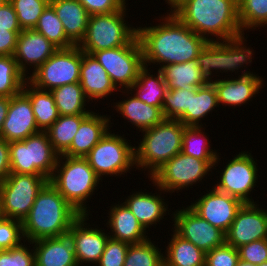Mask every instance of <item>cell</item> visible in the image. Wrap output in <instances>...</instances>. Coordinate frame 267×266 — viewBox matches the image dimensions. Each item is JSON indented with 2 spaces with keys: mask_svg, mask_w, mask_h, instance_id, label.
Segmentation results:
<instances>
[{
  "mask_svg": "<svg viewBox=\"0 0 267 266\" xmlns=\"http://www.w3.org/2000/svg\"><path fill=\"white\" fill-rule=\"evenodd\" d=\"M162 15L156 19L159 24L137 26L144 65H155L159 69L196 59L208 41L183 24L172 12Z\"/></svg>",
  "mask_w": 267,
  "mask_h": 266,
  "instance_id": "1",
  "label": "cell"
},
{
  "mask_svg": "<svg viewBox=\"0 0 267 266\" xmlns=\"http://www.w3.org/2000/svg\"><path fill=\"white\" fill-rule=\"evenodd\" d=\"M171 12L208 42L243 35L237 0H183Z\"/></svg>",
  "mask_w": 267,
  "mask_h": 266,
  "instance_id": "2",
  "label": "cell"
},
{
  "mask_svg": "<svg viewBox=\"0 0 267 266\" xmlns=\"http://www.w3.org/2000/svg\"><path fill=\"white\" fill-rule=\"evenodd\" d=\"M81 216L48 182L36 196L28 216L22 222L25 241L67 235L72 224Z\"/></svg>",
  "mask_w": 267,
  "mask_h": 266,
  "instance_id": "3",
  "label": "cell"
},
{
  "mask_svg": "<svg viewBox=\"0 0 267 266\" xmlns=\"http://www.w3.org/2000/svg\"><path fill=\"white\" fill-rule=\"evenodd\" d=\"M100 180L85 157L60 155L49 182L76 211L89 215L91 209L86 204L95 194Z\"/></svg>",
  "mask_w": 267,
  "mask_h": 266,
  "instance_id": "4",
  "label": "cell"
},
{
  "mask_svg": "<svg viewBox=\"0 0 267 266\" xmlns=\"http://www.w3.org/2000/svg\"><path fill=\"white\" fill-rule=\"evenodd\" d=\"M184 125L179 120L164 119L154 127L141 131L134 144L136 169L147 171L148 179L182 150ZM142 140V141H141Z\"/></svg>",
  "mask_w": 267,
  "mask_h": 266,
  "instance_id": "5",
  "label": "cell"
},
{
  "mask_svg": "<svg viewBox=\"0 0 267 266\" xmlns=\"http://www.w3.org/2000/svg\"><path fill=\"white\" fill-rule=\"evenodd\" d=\"M247 38L248 36L245 37L243 34L226 41H209L204 46L196 57V63L207 82H213L212 78L215 76L219 78L220 73L228 74V72H230L231 75H233L232 73L235 72L234 74H238V77L258 75L247 68L249 65L251 66L255 54L252 47H247ZM246 69H249V71ZM238 72H242L241 75H239L240 73ZM218 73L219 75H216Z\"/></svg>",
  "mask_w": 267,
  "mask_h": 266,
  "instance_id": "6",
  "label": "cell"
},
{
  "mask_svg": "<svg viewBox=\"0 0 267 266\" xmlns=\"http://www.w3.org/2000/svg\"><path fill=\"white\" fill-rule=\"evenodd\" d=\"M126 7L128 4L117 12L90 16L85 37L78 47L92 55L99 50L128 45L137 36V26L129 24Z\"/></svg>",
  "mask_w": 267,
  "mask_h": 266,
  "instance_id": "7",
  "label": "cell"
},
{
  "mask_svg": "<svg viewBox=\"0 0 267 266\" xmlns=\"http://www.w3.org/2000/svg\"><path fill=\"white\" fill-rule=\"evenodd\" d=\"M12 173L42 175L50 179L59 154L46 131H39L20 141L9 142Z\"/></svg>",
  "mask_w": 267,
  "mask_h": 266,
  "instance_id": "8",
  "label": "cell"
},
{
  "mask_svg": "<svg viewBox=\"0 0 267 266\" xmlns=\"http://www.w3.org/2000/svg\"><path fill=\"white\" fill-rule=\"evenodd\" d=\"M124 136L109 130L85 156L101 181L103 176L121 177L136 168L134 146Z\"/></svg>",
  "mask_w": 267,
  "mask_h": 266,
  "instance_id": "9",
  "label": "cell"
},
{
  "mask_svg": "<svg viewBox=\"0 0 267 266\" xmlns=\"http://www.w3.org/2000/svg\"><path fill=\"white\" fill-rule=\"evenodd\" d=\"M49 182L42 175L10 173L0 181L3 218L23 222L28 216L36 196Z\"/></svg>",
  "mask_w": 267,
  "mask_h": 266,
  "instance_id": "10",
  "label": "cell"
},
{
  "mask_svg": "<svg viewBox=\"0 0 267 266\" xmlns=\"http://www.w3.org/2000/svg\"><path fill=\"white\" fill-rule=\"evenodd\" d=\"M82 50L78 45L69 48H59L50 58L39 66L27 78L34 87L51 91L65 84L80 80Z\"/></svg>",
  "mask_w": 267,
  "mask_h": 266,
  "instance_id": "11",
  "label": "cell"
},
{
  "mask_svg": "<svg viewBox=\"0 0 267 266\" xmlns=\"http://www.w3.org/2000/svg\"><path fill=\"white\" fill-rule=\"evenodd\" d=\"M212 170L213 167L207 161L180 152L160 167L149 181H153L165 192L175 194L182 189L193 188L192 185L196 186L207 175L209 177L214 174Z\"/></svg>",
  "mask_w": 267,
  "mask_h": 266,
  "instance_id": "12",
  "label": "cell"
},
{
  "mask_svg": "<svg viewBox=\"0 0 267 266\" xmlns=\"http://www.w3.org/2000/svg\"><path fill=\"white\" fill-rule=\"evenodd\" d=\"M104 67L115 87L130 89L144 66L143 52L138 36L128 45L99 50L92 54Z\"/></svg>",
  "mask_w": 267,
  "mask_h": 266,
  "instance_id": "13",
  "label": "cell"
},
{
  "mask_svg": "<svg viewBox=\"0 0 267 266\" xmlns=\"http://www.w3.org/2000/svg\"><path fill=\"white\" fill-rule=\"evenodd\" d=\"M251 151H241L228 159L223 169L217 176L219 179L214 183L213 187L218 191L231 195L239 199L242 203H254L251 192L258 183V164L251 155Z\"/></svg>",
  "mask_w": 267,
  "mask_h": 266,
  "instance_id": "14",
  "label": "cell"
},
{
  "mask_svg": "<svg viewBox=\"0 0 267 266\" xmlns=\"http://www.w3.org/2000/svg\"><path fill=\"white\" fill-rule=\"evenodd\" d=\"M170 216L174 222L172 229L205 253L226 242L223 231L201 218L188 205L176 209Z\"/></svg>",
  "mask_w": 267,
  "mask_h": 266,
  "instance_id": "15",
  "label": "cell"
},
{
  "mask_svg": "<svg viewBox=\"0 0 267 266\" xmlns=\"http://www.w3.org/2000/svg\"><path fill=\"white\" fill-rule=\"evenodd\" d=\"M91 215L92 213L81 215L67 233L71 238L79 266H83V263L86 266H95L99 262L109 238L107 229H103L102 226L99 228L97 224L94 226V224L87 223V220L90 221L89 216ZM87 263L89 264L87 265Z\"/></svg>",
  "mask_w": 267,
  "mask_h": 266,
  "instance_id": "16",
  "label": "cell"
},
{
  "mask_svg": "<svg viewBox=\"0 0 267 266\" xmlns=\"http://www.w3.org/2000/svg\"><path fill=\"white\" fill-rule=\"evenodd\" d=\"M260 206V207H259ZM256 203H244L236 213L226 243L236 249L253 241L267 238V209Z\"/></svg>",
  "mask_w": 267,
  "mask_h": 266,
  "instance_id": "17",
  "label": "cell"
},
{
  "mask_svg": "<svg viewBox=\"0 0 267 266\" xmlns=\"http://www.w3.org/2000/svg\"><path fill=\"white\" fill-rule=\"evenodd\" d=\"M239 199L218 191L213 186L207 193L188 205L197 215L217 227L225 234L228 232L236 213L243 205Z\"/></svg>",
  "mask_w": 267,
  "mask_h": 266,
  "instance_id": "18",
  "label": "cell"
},
{
  "mask_svg": "<svg viewBox=\"0 0 267 266\" xmlns=\"http://www.w3.org/2000/svg\"><path fill=\"white\" fill-rule=\"evenodd\" d=\"M58 49L57 46L36 30L24 29L18 35L13 57L20 72L28 78L31 75L30 69L33 68V73Z\"/></svg>",
  "mask_w": 267,
  "mask_h": 266,
  "instance_id": "19",
  "label": "cell"
},
{
  "mask_svg": "<svg viewBox=\"0 0 267 266\" xmlns=\"http://www.w3.org/2000/svg\"><path fill=\"white\" fill-rule=\"evenodd\" d=\"M39 131L29 97L23 91L10 97L0 136L7 142L20 141Z\"/></svg>",
  "mask_w": 267,
  "mask_h": 266,
  "instance_id": "20",
  "label": "cell"
},
{
  "mask_svg": "<svg viewBox=\"0 0 267 266\" xmlns=\"http://www.w3.org/2000/svg\"><path fill=\"white\" fill-rule=\"evenodd\" d=\"M222 79L214 78L212 82L217 91L218 105L240 107L249 104L253 97H256L259 91L265 87L264 78L259 75H248L241 77H230L225 75ZM230 78V79H229ZM264 86V87H263ZM234 106V107H233Z\"/></svg>",
  "mask_w": 267,
  "mask_h": 266,
  "instance_id": "21",
  "label": "cell"
},
{
  "mask_svg": "<svg viewBox=\"0 0 267 266\" xmlns=\"http://www.w3.org/2000/svg\"><path fill=\"white\" fill-rule=\"evenodd\" d=\"M157 189L156 193L144 192L145 190L134 191L130 193V196L125 197L123 203L130 209L133 215L137 218L140 224L147 230L150 231L152 226L157 223L160 225L161 220L165 219L164 216L170 215L171 210H168L167 201L165 203L164 195L167 194L165 191L158 187L153 181L151 182ZM164 193L163 196H161ZM132 194V195H131ZM163 197V198H162Z\"/></svg>",
  "mask_w": 267,
  "mask_h": 266,
  "instance_id": "22",
  "label": "cell"
},
{
  "mask_svg": "<svg viewBox=\"0 0 267 266\" xmlns=\"http://www.w3.org/2000/svg\"><path fill=\"white\" fill-rule=\"evenodd\" d=\"M111 115L91 111L82 121L69 149L68 157H85L112 127ZM110 127V128H109Z\"/></svg>",
  "mask_w": 267,
  "mask_h": 266,
  "instance_id": "23",
  "label": "cell"
},
{
  "mask_svg": "<svg viewBox=\"0 0 267 266\" xmlns=\"http://www.w3.org/2000/svg\"><path fill=\"white\" fill-rule=\"evenodd\" d=\"M79 83L86 97L92 102L93 100L97 102L100 99L103 100L110 97L111 94L114 96L120 91L115 87L106 70L96 58L83 51ZM115 91L117 92L115 93Z\"/></svg>",
  "mask_w": 267,
  "mask_h": 266,
  "instance_id": "24",
  "label": "cell"
},
{
  "mask_svg": "<svg viewBox=\"0 0 267 266\" xmlns=\"http://www.w3.org/2000/svg\"><path fill=\"white\" fill-rule=\"evenodd\" d=\"M109 207L105 226L107 230L110 228L108 233L110 238L129 244H139L149 239L148 231L123 202L118 201V204L114 203Z\"/></svg>",
  "mask_w": 267,
  "mask_h": 266,
  "instance_id": "25",
  "label": "cell"
},
{
  "mask_svg": "<svg viewBox=\"0 0 267 266\" xmlns=\"http://www.w3.org/2000/svg\"><path fill=\"white\" fill-rule=\"evenodd\" d=\"M119 95L125 94L123 97H126L117 102H113V108L117 113L120 114L122 118L129 120L130 122L139 132L152 128L156 124L161 123L164 120L162 110L159 107L148 105L143 101L139 100L132 91L120 90ZM131 94V96H129ZM129 96V97H128Z\"/></svg>",
  "mask_w": 267,
  "mask_h": 266,
  "instance_id": "26",
  "label": "cell"
},
{
  "mask_svg": "<svg viewBox=\"0 0 267 266\" xmlns=\"http://www.w3.org/2000/svg\"><path fill=\"white\" fill-rule=\"evenodd\" d=\"M35 266H79L69 235L32 242Z\"/></svg>",
  "mask_w": 267,
  "mask_h": 266,
  "instance_id": "27",
  "label": "cell"
},
{
  "mask_svg": "<svg viewBox=\"0 0 267 266\" xmlns=\"http://www.w3.org/2000/svg\"><path fill=\"white\" fill-rule=\"evenodd\" d=\"M49 4L63 24L66 37L74 44L79 45L84 39L89 13L78 0H50Z\"/></svg>",
  "mask_w": 267,
  "mask_h": 266,
  "instance_id": "28",
  "label": "cell"
},
{
  "mask_svg": "<svg viewBox=\"0 0 267 266\" xmlns=\"http://www.w3.org/2000/svg\"><path fill=\"white\" fill-rule=\"evenodd\" d=\"M159 70L162 73L168 90H197L198 87H202L208 83L202 76L196 59L163 66L159 68Z\"/></svg>",
  "mask_w": 267,
  "mask_h": 266,
  "instance_id": "29",
  "label": "cell"
},
{
  "mask_svg": "<svg viewBox=\"0 0 267 266\" xmlns=\"http://www.w3.org/2000/svg\"><path fill=\"white\" fill-rule=\"evenodd\" d=\"M150 69V67L144 65L139 71L137 80L129 90L139 100L148 105L159 107L162 110L163 99L168 91L167 85L159 69L154 74L153 69Z\"/></svg>",
  "mask_w": 267,
  "mask_h": 266,
  "instance_id": "30",
  "label": "cell"
},
{
  "mask_svg": "<svg viewBox=\"0 0 267 266\" xmlns=\"http://www.w3.org/2000/svg\"><path fill=\"white\" fill-rule=\"evenodd\" d=\"M165 247L164 266H205L206 253L174 230Z\"/></svg>",
  "mask_w": 267,
  "mask_h": 266,
  "instance_id": "31",
  "label": "cell"
},
{
  "mask_svg": "<svg viewBox=\"0 0 267 266\" xmlns=\"http://www.w3.org/2000/svg\"><path fill=\"white\" fill-rule=\"evenodd\" d=\"M219 107L217 91L212 82H208L202 87H198L191 95L190 110H187L178 120L184 126L201 127L202 120L212 114L215 108ZM211 112V113H210Z\"/></svg>",
  "mask_w": 267,
  "mask_h": 266,
  "instance_id": "32",
  "label": "cell"
},
{
  "mask_svg": "<svg viewBox=\"0 0 267 266\" xmlns=\"http://www.w3.org/2000/svg\"><path fill=\"white\" fill-rule=\"evenodd\" d=\"M205 126H185L182 135V150L185 155H189L201 160L207 161L213 169L217 170L220 161L218 150L211 149V140L207 137L205 132Z\"/></svg>",
  "mask_w": 267,
  "mask_h": 266,
  "instance_id": "33",
  "label": "cell"
},
{
  "mask_svg": "<svg viewBox=\"0 0 267 266\" xmlns=\"http://www.w3.org/2000/svg\"><path fill=\"white\" fill-rule=\"evenodd\" d=\"M22 91L31 101L38 129L46 131L60 116L52 93L38 89L28 81L24 83Z\"/></svg>",
  "mask_w": 267,
  "mask_h": 266,
  "instance_id": "34",
  "label": "cell"
},
{
  "mask_svg": "<svg viewBox=\"0 0 267 266\" xmlns=\"http://www.w3.org/2000/svg\"><path fill=\"white\" fill-rule=\"evenodd\" d=\"M50 92L60 115L89 114L92 111L85 108L90 100L86 97L79 82L65 84Z\"/></svg>",
  "mask_w": 267,
  "mask_h": 266,
  "instance_id": "35",
  "label": "cell"
},
{
  "mask_svg": "<svg viewBox=\"0 0 267 266\" xmlns=\"http://www.w3.org/2000/svg\"><path fill=\"white\" fill-rule=\"evenodd\" d=\"M88 114L60 115L46 130L49 141L59 155H63L70 147L81 121Z\"/></svg>",
  "mask_w": 267,
  "mask_h": 266,
  "instance_id": "36",
  "label": "cell"
},
{
  "mask_svg": "<svg viewBox=\"0 0 267 266\" xmlns=\"http://www.w3.org/2000/svg\"><path fill=\"white\" fill-rule=\"evenodd\" d=\"M34 30L44 35L58 48H69L74 46V44L66 37L63 24L50 4L43 10Z\"/></svg>",
  "mask_w": 267,
  "mask_h": 266,
  "instance_id": "37",
  "label": "cell"
},
{
  "mask_svg": "<svg viewBox=\"0 0 267 266\" xmlns=\"http://www.w3.org/2000/svg\"><path fill=\"white\" fill-rule=\"evenodd\" d=\"M238 20L243 34L244 31L266 28L267 0H237Z\"/></svg>",
  "mask_w": 267,
  "mask_h": 266,
  "instance_id": "38",
  "label": "cell"
},
{
  "mask_svg": "<svg viewBox=\"0 0 267 266\" xmlns=\"http://www.w3.org/2000/svg\"><path fill=\"white\" fill-rule=\"evenodd\" d=\"M161 250L151 237L145 242L130 244L124 266H164V252Z\"/></svg>",
  "mask_w": 267,
  "mask_h": 266,
  "instance_id": "39",
  "label": "cell"
},
{
  "mask_svg": "<svg viewBox=\"0 0 267 266\" xmlns=\"http://www.w3.org/2000/svg\"><path fill=\"white\" fill-rule=\"evenodd\" d=\"M27 78L13 56L0 55V96L13 97L23 89Z\"/></svg>",
  "mask_w": 267,
  "mask_h": 266,
  "instance_id": "40",
  "label": "cell"
},
{
  "mask_svg": "<svg viewBox=\"0 0 267 266\" xmlns=\"http://www.w3.org/2000/svg\"><path fill=\"white\" fill-rule=\"evenodd\" d=\"M196 90L171 89L164 96L162 114L164 119L178 120L187 110H190L191 95Z\"/></svg>",
  "mask_w": 267,
  "mask_h": 266,
  "instance_id": "41",
  "label": "cell"
},
{
  "mask_svg": "<svg viewBox=\"0 0 267 266\" xmlns=\"http://www.w3.org/2000/svg\"><path fill=\"white\" fill-rule=\"evenodd\" d=\"M12 4L22 30L34 29L43 10L50 0H9Z\"/></svg>",
  "mask_w": 267,
  "mask_h": 266,
  "instance_id": "42",
  "label": "cell"
},
{
  "mask_svg": "<svg viewBox=\"0 0 267 266\" xmlns=\"http://www.w3.org/2000/svg\"><path fill=\"white\" fill-rule=\"evenodd\" d=\"M30 247H32V242L23 241L14 248L0 250V266H35L34 248Z\"/></svg>",
  "mask_w": 267,
  "mask_h": 266,
  "instance_id": "43",
  "label": "cell"
},
{
  "mask_svg": "<svg viewBox=\"0 0 267 266\" xmlns=\"http://www.w3.org/2000/svg\"><path fill=\"white\" fill-rule=\"evenodd\" d=\"M24 240L22 222L11 219H0V250L11 249L19 246Z\"/></svg>",
  "mask_w": 267,
  "mask_h": 266,
  "instance_id": "44",
  "label": "cell"
},
{
  "mask_svg": "<svg viewBox=\"0 0 267 266\" xmlns=\"http://www.w3.org/2000/svg\"><path fill=\"white\" fill-rule=\"evenodd\" d=\"M129 243L108 238L104 252L95 266H124Z\"/></svg>",
  "mask_w": 267,
  "mask_h": 266,
  "instance_id": "45",
  "label": "cell"
},
{
  "mask_svg": "<svg viewBox=\"0 0 267 266\" xmlns=\"http://www.w3.org/2000/svg\"><path fill=\"white\" fill-rule=\"evenodd\" d=\"M238 250L226 242L206 253L205 266H236Z\"/></svg>",
  "mask_w": 267,
  "mask_h": 266,
  "instance_id": "46",
  "label": "cell"
},
{
  "mask_svg": "<svg viewBox=\"0 0 267 266\" xmlns=\"http://www.w3.org/2000/svg\"><path fill=\"white\" fill-rule=\"evenodd\" d=\"M237 250L240 260L259 265L267 261V238L242 245Z\"/></svg>",
  "mask_w": 267,
  "mask_h": 266,
  "instance_id": "47",
  "label": "cell"
},
{
  "mask_svg": "<svg viewBox=\"0 0 267 266\" xmlns=\"http://www.w3.org/2000/svg\"><path fill=\"white\" fill-rule=\"evenodd\" d=\"M90 16L120 11L128 0H78Z\"/></svg>",
  "mask_w": 267,
  "mask_h": 266,
  "instance_id": "48",
  "label": "cell"
},
{
  "mask_svg": "<svg viewBox=\"0 0 267 266\" xmlns=\"http://www.w3.org/2000/svg\"><path fill=\"white\" fill-rule=\"evenodd\" d=\"M0 29L22 31L17 14L9 0L0 7Z\"/></svg>",
  "mask_w": 267,
  "mask_h": 266,
  "instance_id": "49",
  "label": "cell"
},
{
  "mask_svg": "<svg viewBox=\"0 0 267 266\" xmlns=\"http://www.w3.org/2000/svg\"><path fill=\"white\" fill-rule=\"evenodd\" d=\"M21 31L0 29V55L13 56Z\"/></svg>",
  "mask_w": 267,
  "mask_h": 266,
  "instance_id": "50",
  "label": "cell"
},
{
  "mask_svg": "<svg viewBox=\"0 0 267 266\" xmlns=\"http://www.w3.org/2000/svg\"><path fill=\"white\" fill-rule=\"evenodd\" d=\"M11 173L9 142L0 136V181Z\"/></svg>",
  "mask_w": 267,
  "mask_h": 266,
  "instance_id": "51",
  "label": "cell"
},
{
  "mask_svg": "<svg viewBox=\"0 0 267 266\" xmlns=\"http://www.w3.org/2000/svg\"><path fill=\"white\" fill-rule=\"evenodd\" d=\"M9 105H10V98L6 96H0V134L3 122L5 121L7 116Z\"/></svg>",
  "mask_w": 267,
  "mask_h": 266,
  "instance_id": "52",
  "label": "cell"
},
{
  "mask_svg": "<svg viewBox=\"0 0 267 266\" xmlns=\"http://www.w3.org/2000/svg\"><path fill=\"white\" fill-rule=\"evenodd\" d=\"M167 4V6L169 5L170 7H168V9L170 10H167L168 12L172 11L181 1L183 0H164Z\"/></svg>",
  "mask_w": 267,
  "mask_h": 266,
  "instance_id": "53",
  "label": "cell"
},
{
  "mask_svg": "<svg viewBox=\"0 0 267 266\" xmlns=\"http://www.w3.org/2000/svg\"><path fill=\"white\" fill-rule=\"evenodd\" d=\"M236 266H257L256 264L248 263L239 259Z\"/></svg>",
  "mask_w": 267,
  "mask_h": 266,
  "instance_id": "54",
  "label": "cell"
},
{
  "mask_svg": "<svg viewBox=\"0 0 267 266\" xmlns=\"http://www.w3.org/2000/svg\"><path fill=\"white\" fill-rule=\"evenodd\" d=\"M3 218L2 215V205H1V191H0V219Z\"/></svg>",
  "mask_w": 267,
  "mask_h": 266,
  "instance_id": "55",
  "label": "cell"
},
{
  "mask_svg": "<svg viewBox=\"0 0 267 266\" xmlns=\"http://www.w3.org/2000/svg\"><path fill=\"white\" fill-rule=\"evenodd\" d=\"M8 0H0V7Z\"/></svg>",
  "mask_w": 267,
  "mask_h": 266,
  "instance_id": "56",
  "label": "cell"
},
{
  "mask_svg": "<svg viewBox=\"0 0 267 266\" xmlns=\"http://www.w3.org/2000/svg\"><path fill=\"white\" fill-rule=\"evenodd\" d=\"M257 266H267V261L266 262H263V263H261V264H259Z\"/></svg>",
  "mask_w": 267,
  "mask_h": 266,
  "instance_id": "57",
  "label": "cell"
}]
</instances>
